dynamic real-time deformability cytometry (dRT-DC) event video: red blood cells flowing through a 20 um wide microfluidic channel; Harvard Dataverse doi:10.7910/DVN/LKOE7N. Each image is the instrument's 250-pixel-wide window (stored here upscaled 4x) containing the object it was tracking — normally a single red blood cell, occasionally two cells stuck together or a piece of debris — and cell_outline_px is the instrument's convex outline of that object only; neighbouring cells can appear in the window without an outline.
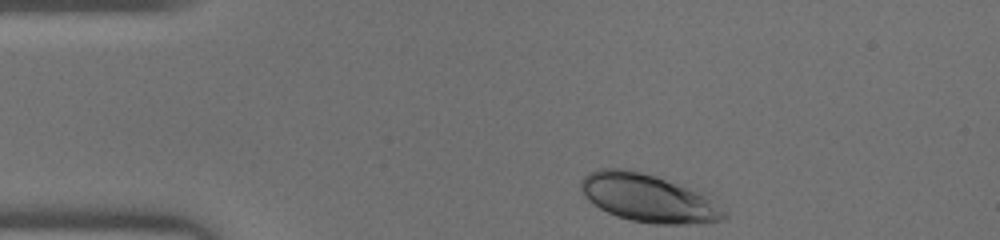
{"species": "human", "species_latin": "Homo sapiens", "temperature_condition": "warm", "stored_images_in_passage": 34, "camera_frame_rate_fps": 3000, "um_per_image_px": 0.085, "donor": {"sex": "male"}, "frame": {"image": 1, "passage_image": 1, "time_ms": 0.0, "image_size_px": [1000, 240], "cell_outline_px": [[728, 216], [724, 220], [704, 224], [656, 224], [632, 220], [616, 216], [592, 204], [584, 196], [580, 188], [580, 180], [588, 172], [600, 168], [632, 168], [656, 176], [700, 192], [728, 212]], "centroid_in_image_um": [55.09, 16.83], "position_along_channel_um": 29.9, "area_um2": 40.34}}
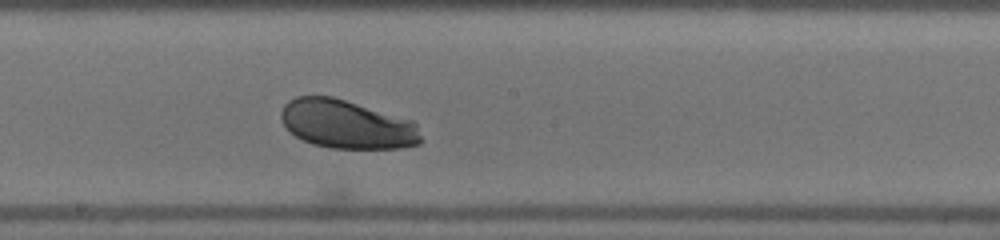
{"frame": {"image": 2, "passage_image": 18, "time_ms": 5.667, "image_size_px": [1000, 240], "cell_outline_px": [[424, 140], [420, 144], [400, 148], [328, 148], [312, 144], [296, 136], [284, 124], [280, 116], [280, 112], [284, 104], [288, 100], [296, 96], [332, 96], [412, 120], [416, 124]], "centroid_in_image_um": [29.49, 10.57], "position_along_channel_um": 218.7, "area_um2": 39.71}}
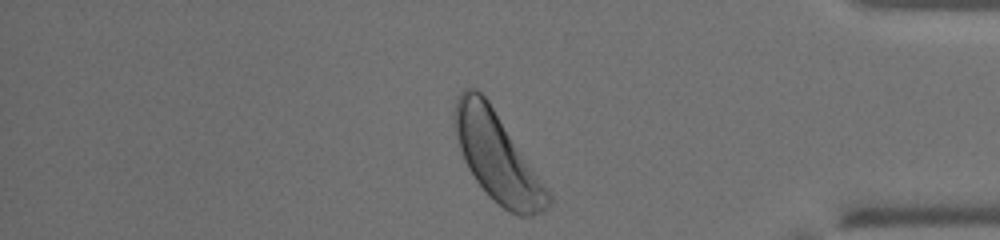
{"frame": {"image": 3, "passage_image": 32, "time_ms": 10.333, "image_size_px": [1000, 240], "cell_outline_px": [[552, 200], [548, 208], [532, 216], [520, 216], [504, 208], [476, 180], [468, 168], [464, 160], [452, 124], [452, 120], [456, 96], [464, 88], [476, 88], [488, 100], [552, 196]], "centroid_in_image_um": [42.22, 13.29], "position_along_channel_um": 393.0, "area_um2": 47.34}}